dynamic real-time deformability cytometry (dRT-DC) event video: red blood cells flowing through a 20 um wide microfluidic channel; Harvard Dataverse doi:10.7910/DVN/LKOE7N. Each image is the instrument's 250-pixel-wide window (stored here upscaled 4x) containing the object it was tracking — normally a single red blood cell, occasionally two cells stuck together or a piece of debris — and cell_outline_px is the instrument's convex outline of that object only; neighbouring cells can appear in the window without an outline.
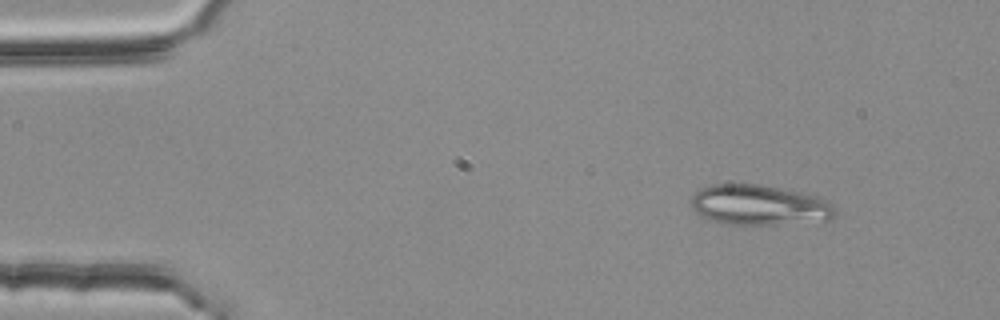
{"species": "common noctule bat (a hibernating species)", "species_latin": "Nyctalus noctula", "temperature_condition": "room temperature", "stored_images_in_passage": 53, "camera_frame_rate_fps": 3000, "um_per_image_px": 0.085, "animal": {"sex": "female", "body_mass_g": 25.1}, "frame": {"image": 1, "passage_image": 6, "time_ms": 1.667, "image_size_px": [1000, 320], "cell_outline_px": [[836, 216], [832, 220], [772, 224], [728, 224], [712, 220], [700, 216], [692, 208], [692, 196], [700, 188], [712, 184], [764, 184], [800, 192], [816, 196], [832, 204], [836, 208]], "centroid_in_image_um": [64.55, 17.42], "position_along_channel_um": 20.5, "area_um2": 33.81}}
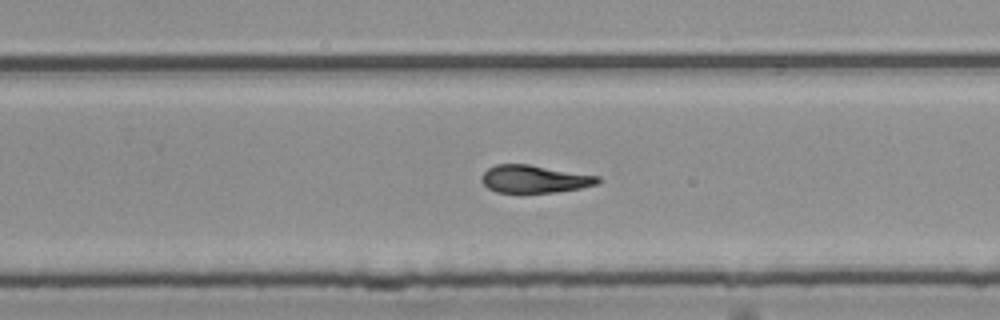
{"frame": {"image": 2, "passage_image": 34, "time_ms": 11.0, "image_size_px": [1000, 320], "cell_outline_px": [[600, 180], [596, 184], [580, 188], [556, 192], [496, 192], [488, 188], [480, 180], [484, 172], [488, 168], [496, 164], [528, 164], [600, 176]], "centroid_in_image_um": [45.41, 15.21], "position_along_channel_um": 284.4, "area_um2": 18.61}}
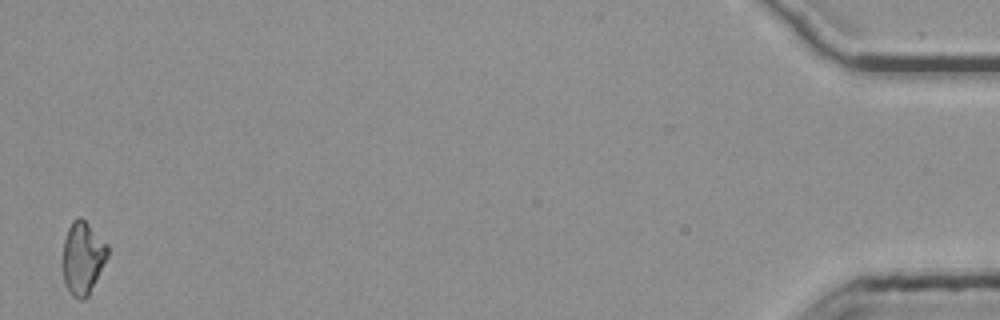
{"frame": {"image": 3, "passage_image": 53, "time_ms": 17.333, "image_size_px": [1000, 320], "cell_outline_px": [[108, 256], [88, 296], [84, 300], [80, 300], [72, 296], [68, 292], [64, 284], [60, 264], [64, 240], [68, 228], [72, 220], [80, 216], [108, 244]], "centroid_in_image_um": [6.98, 21.95], "position_along_channel_um": 428.2, "area_um2": 19.48}, "authors_computed_cell_mechanics": {"area_um2": 19.7098, "velocity_mm_per_s": 3.7897, "shape_relaxation_time_tau1_ms": null, "shape_relaxation_time_tau2_ms": 3.869, "deformation_change_tau1": null, "deformation_change_tau2": 0.1175}}